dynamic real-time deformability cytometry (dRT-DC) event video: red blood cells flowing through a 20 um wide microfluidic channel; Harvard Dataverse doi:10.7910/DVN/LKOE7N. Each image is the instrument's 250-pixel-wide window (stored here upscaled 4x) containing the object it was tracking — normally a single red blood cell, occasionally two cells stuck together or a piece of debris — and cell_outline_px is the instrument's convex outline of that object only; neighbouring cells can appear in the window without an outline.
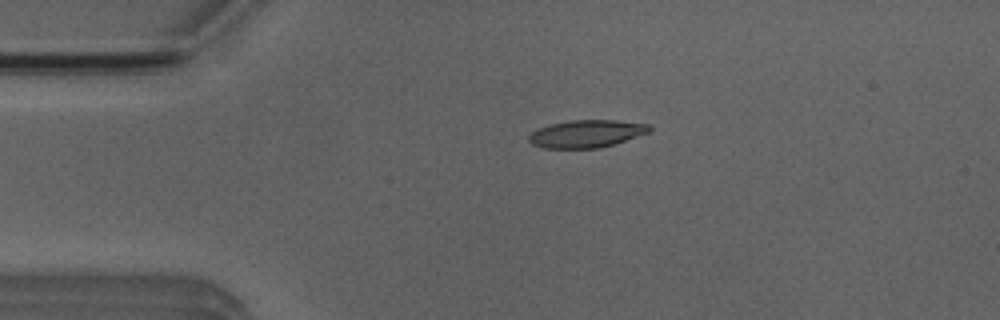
{"species": "Egyptian fruit bat (a non-hibernating species)", "species_latin": "Rousettus aegyptiacus", "temperature_condition": "room temperature", "stored_images_in_passage": 4, "camera_frame_rate_fps": 3000, "um_per_image_px": 0.085, "animal": {"sex": "male"}, "frame": {"image": 1, "passage_image": 3, "time_ms": 2.333, "image_size_px": [1000, 320], "cell_outline_px": [[652, 128], [648, 132], [600, 148], [544, 148], [532, 144], [528, 140], [528, 136], [532, 132], [540, 128], [552, 124], [572, 120], [616, 120], [652, 124]], "centroid_in_image_um": [49.86, 11.36], "position_along_channel_um": 35.1, "area_um2": 19.13}}